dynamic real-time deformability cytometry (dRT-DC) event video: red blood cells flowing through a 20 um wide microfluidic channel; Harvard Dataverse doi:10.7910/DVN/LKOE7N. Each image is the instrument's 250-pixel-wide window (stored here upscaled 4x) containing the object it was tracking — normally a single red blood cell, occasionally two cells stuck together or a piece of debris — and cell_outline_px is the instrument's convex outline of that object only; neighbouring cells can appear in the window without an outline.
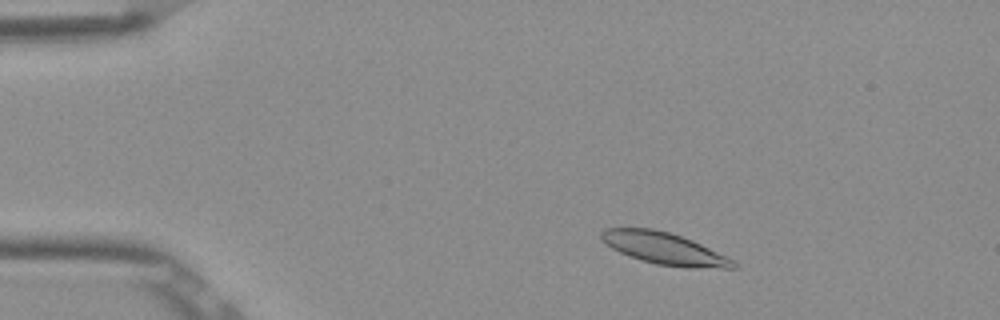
{"species": "Egyptian fruit bat (a non-hibernating species)", "species_latin": "Rousettus aegyptiacus", "temperature_condition": "room temperature", "stored_images_in_passage": 50, "camera_frame_rate_fps": 3000, "um_per_image_px": 0.085, "frame": {"image": 1, "passage_image": 6, "time_ms": 1.667, "image_size_px": [1000, 320], "cell_outline_px": [[740, 268], [692, 268], [656, 264], [640, 260], [620, 252], [612, 248], [600, 236], [600, 232], [604, 228], [652, 228], [668, 232], [692, 240], [728, 256], [736, 260]], "centroid_in_image_um": [56.53, 21.13], "position_along_channel_um": 28.5, "area_um2": 24.57}}
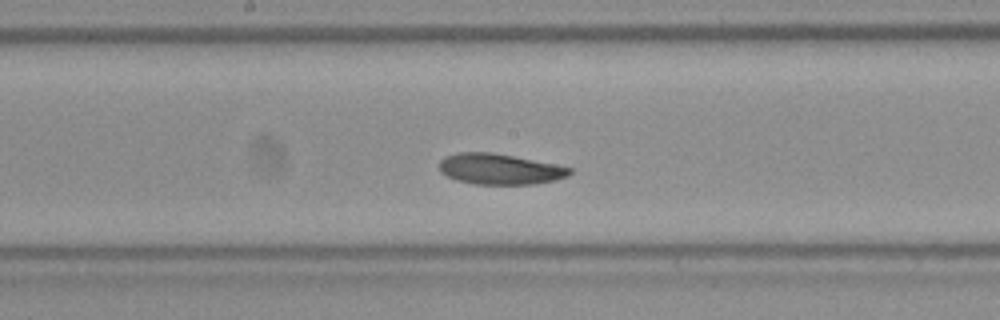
{"frame": {"image": 2, "passage_image": 25, "time_ms": 8.0, "image_size_px": [1000, 320], "cell_outline_px": [[572, 172], [568, 176], [556, 180], [536, 184], [476, 184], [456, 180], [440, 172], [440, 160], [444, 156], [456, 152], [492, 152], [556, 164], [572, 168]], "centroid_in_image_um": [42.48, 14.36], "position_along_channel_um": 205.7, "area_um2": 23.47}}
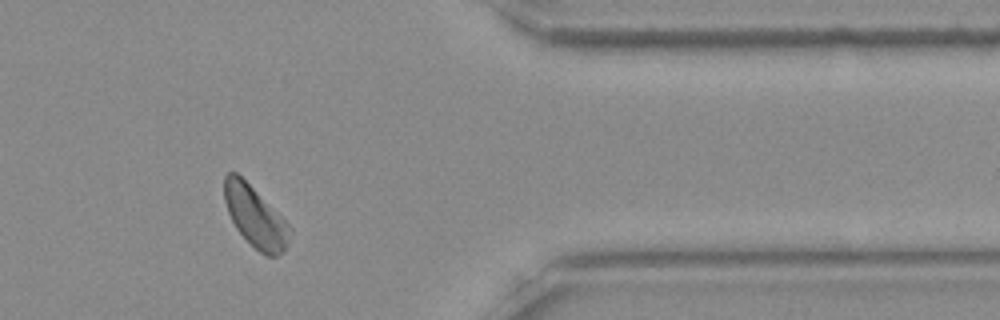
{"frame": {"image": 3, "passage_image": 41, "time_ms": 13.333, "image_size_px": [1000, 320], "cell_outline_px": [[292, 228], [284, 252], [276, 256], [268, 256], [260, 252], [236, 228], [228, 212], [224, 200], [224, 176], [228, 172], [236, 172]], "centroid_in_image_um": [21.68, 18.43], "position_along_channel_um": 389.7, "area_um2": 22.43}, "authors_computed_cell_mechanics": {"area_um2": 23.8425, "velocity_mm_per_s": 3.8159, "shape_relaxation_time_tau1_ms": 3.3657, "shape_relaxation_time_tau2_ms": 4.3798, "deformation_change_tau1": 0.0953, "deformation_change_tau2": 0.1005}}